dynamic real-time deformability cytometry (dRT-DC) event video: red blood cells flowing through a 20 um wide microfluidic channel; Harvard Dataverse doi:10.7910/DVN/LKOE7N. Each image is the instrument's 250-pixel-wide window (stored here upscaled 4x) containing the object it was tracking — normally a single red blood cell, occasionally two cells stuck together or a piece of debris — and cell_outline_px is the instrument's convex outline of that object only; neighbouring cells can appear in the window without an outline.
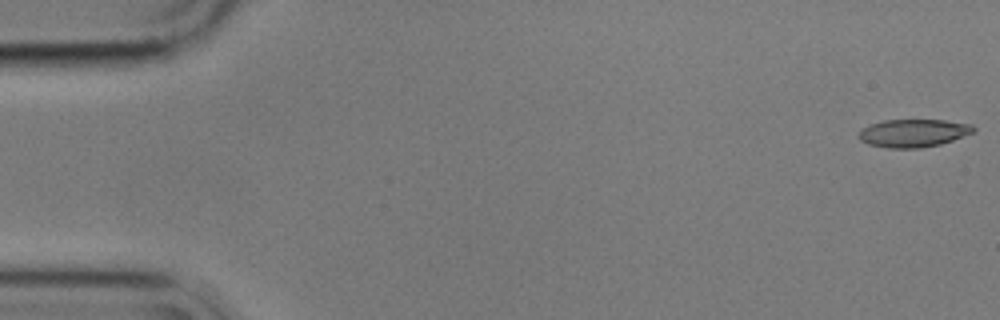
{"species": "common noctule bat (a hibernating species)", "species_latin": "Nyctalus noctula", "temperature_condition": "cold", "stored_images_in_passage": 16, "camera_frame_rate_fps": 3000, "um_per_image_px": 0.085, "animal": {"sex": "male", "body_mass_g": 17.9}, "frame": {"image": 1, "passage_image": 1, "time_ms": 0.0, "image_size_px": [1000, 320], "cell_outline_px": [[976, 128], [972, 132], [952, 140], [940, 144], [920, 148], [888, 148], [868, 144], [860, 140], [860, 132], [864, 128], [872, 124], [884, 120], [944, 120], [972, 124]], "centroid_in_image_um": [77.65, 11.31], "position_along_channel_um": 7.3, "area_um2": 18.38}}
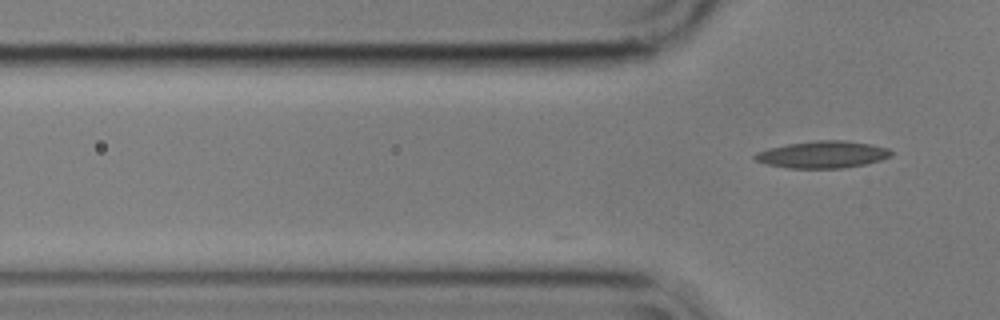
{"frame": {"image": 2, "passage_image": 16, "time_ms": 5.0, "image_size_px": [1000, 320], "cell_outline_px": [[892, 156], [880, 160], [864, 164], [844, 168], [788, 168], [768, 164], [752, 160], [752, 156], [756, 152], [768, 148], [788, 144], [816, 140], [844, 140], [872, 144], [888, 148], [892, 152]], "centroid_in_image_um": [69.9, 13.13], "position_along_channel_um": 55.9, "area_um2": 21.56}}